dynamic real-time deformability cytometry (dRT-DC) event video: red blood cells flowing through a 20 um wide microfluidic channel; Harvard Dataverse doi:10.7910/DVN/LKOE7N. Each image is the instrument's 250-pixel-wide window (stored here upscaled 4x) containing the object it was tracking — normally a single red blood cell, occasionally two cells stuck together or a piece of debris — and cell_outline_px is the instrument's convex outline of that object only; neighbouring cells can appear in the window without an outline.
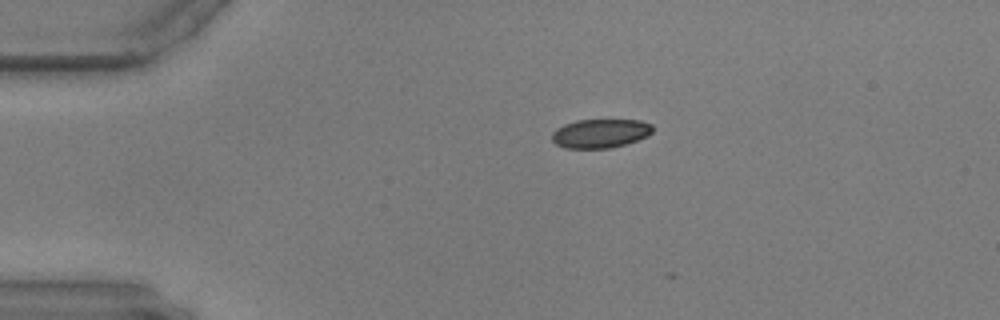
{"species": "common noctule bat (a hibernating species)", "species_latin": "Nyctalus noctula", "temperature_condition": "warm", "stored_images_in_passage": 2, "camera_frame_rate_fps": 3000, "um_per_image_px": 0.085, "animal": {"sex": "male", "body_mass_g": 17.9, "forearm_length_mm": 54.2}, "frame": {"image": 1, "passage_image": 1, "time_ms": 0.0, "image_size_px": [1000, 320], "cell_outline_px": [[652, 132], [648, 136], [612, 148], [564, 148], [556, 144], [552, 140], [552, 132], [556, 128], [564, 124], [576, 120], [640, 120], [652, 124]], "centroid_in_image_um": [51.01, 11.33], "position_along_channel_um": 34.0, "area_um2": 16.99}}